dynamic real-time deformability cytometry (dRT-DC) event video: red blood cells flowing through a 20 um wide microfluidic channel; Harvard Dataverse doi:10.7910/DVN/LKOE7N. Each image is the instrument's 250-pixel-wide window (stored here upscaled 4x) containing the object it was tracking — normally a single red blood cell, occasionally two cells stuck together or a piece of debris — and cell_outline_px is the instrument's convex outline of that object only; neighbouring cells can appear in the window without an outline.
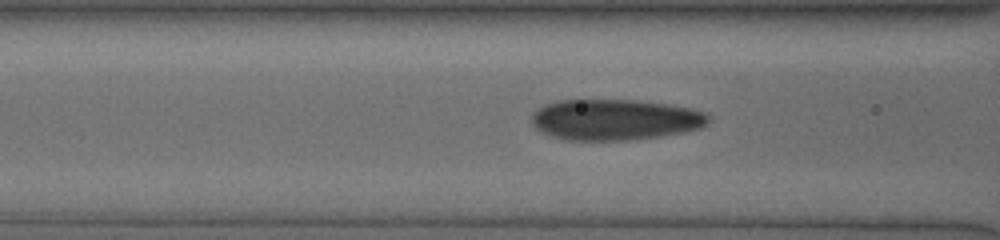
{"species": "human", "species_latin": "Homo sapiens", "temperature_condition": "cold", "stored_images_in_passage": 31, "camera_frame_rate_fps": 3000, "um_per_image_px": 0.085, "donor": {"sex": "male"}, "frame": {"image": 1, "passage_image": 9, "time_ms": 2.667, "image_size_px": [1000, 240], "cell_outline_px": [[708, 120], [700, 128], [684, 132], [636, 140], [564, 140], [540, 132], [532, 124], [532, 116], [544, 104], [556, 100], [636, 100], [668, 104], [692, 108], [704, 112], [708, 116]], "centroid_in_image_um": [52.26, 10.17], "position_along_channel_um": 114.3, "area_um2": 42.19}}
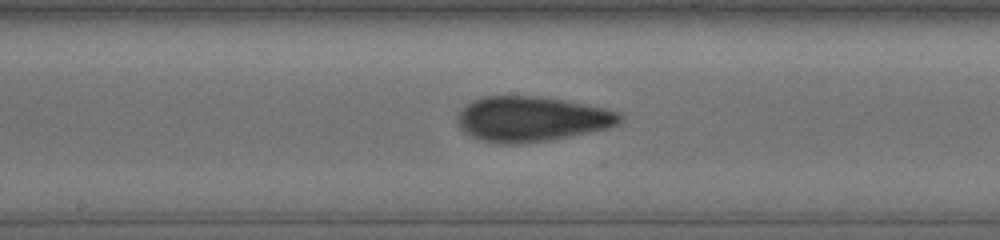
{"frame": {"image": 2, "passage_image": 16, "time_ms": 5.0, "image_size_px": [1000, 240], "cell_outline_px": [[624, 120], [608, 128], [548, 140], [520, 144], [500, 144], [480, 140], [464, 132], [460, 128], [456, 116], [472, 100], [484, 96], [532, 96], [560, 100], [604, 108], [620, 112], [624, 116]], "centroid_in_image_um": [45.17, 10.12], "position_along_channel_um": 203.0, "area_um2": 42.31}}
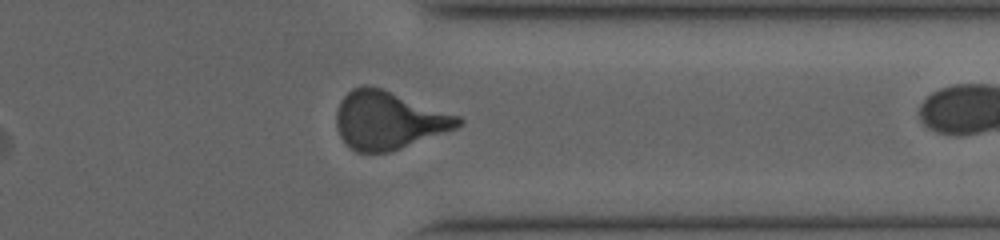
{"frame": {"image": 3, "passage_image": 30, "time_ms": 9.667, "image_size_px": [1000, 240], "cell_outline_px": [[464, 124], [456, 128], [400, 148], [388, 152], [356, 152], [340, 136], [336, 124], [336, 112], [340, 100], [352, 88], [364, 84], [380, 88], [460, 116], [464, 120]], "centroid_in_image_um": [33.01, 10.21], "position_along_channel_um": 378.4, "area_um2": 40.69}}